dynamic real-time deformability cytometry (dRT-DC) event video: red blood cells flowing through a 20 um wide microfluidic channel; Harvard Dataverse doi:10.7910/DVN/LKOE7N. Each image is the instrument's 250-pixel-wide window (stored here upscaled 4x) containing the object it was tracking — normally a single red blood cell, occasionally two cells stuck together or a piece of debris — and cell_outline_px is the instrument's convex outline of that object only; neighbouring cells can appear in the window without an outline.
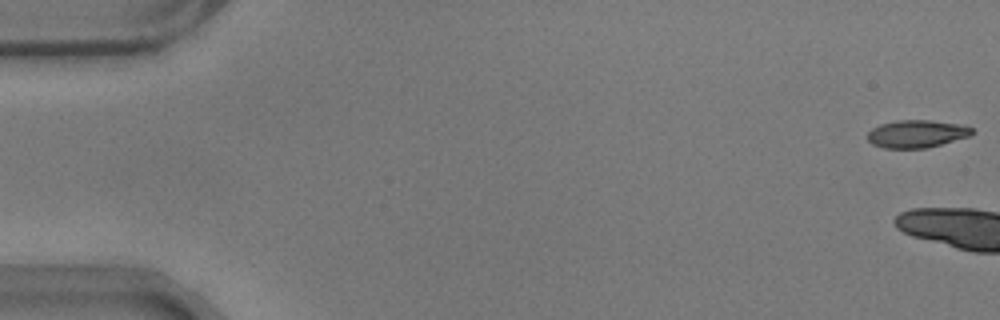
{"species": "common noctule bat (a hibernating species)", "species_latin": "Nyctalus noctula", "temperature_condition": "warm", "stored_images_in_passage": 5, "camera_frame_rate_fps": 3000, "um_per_image_px": 0.085, "animal": {"sex": "male", "body_mass_g": 17.9}, "frame": {"image": 1, "passage_image": 1, "time_ms": 0.0, "image_size_px": [1000, 320], "cell_outline_px": [[976, 132], [968, 136], [928, 148], [884, 148], [872, 144], [868, 140], [868, 132], [872, 128], [880, 124], [900, 120], [928, 120], [956, 124], [972, 128]], "centroid_in_image_um": [77.89, 11.38], "position_along_channel_um": 7.1, "area_um2": 16.65}}